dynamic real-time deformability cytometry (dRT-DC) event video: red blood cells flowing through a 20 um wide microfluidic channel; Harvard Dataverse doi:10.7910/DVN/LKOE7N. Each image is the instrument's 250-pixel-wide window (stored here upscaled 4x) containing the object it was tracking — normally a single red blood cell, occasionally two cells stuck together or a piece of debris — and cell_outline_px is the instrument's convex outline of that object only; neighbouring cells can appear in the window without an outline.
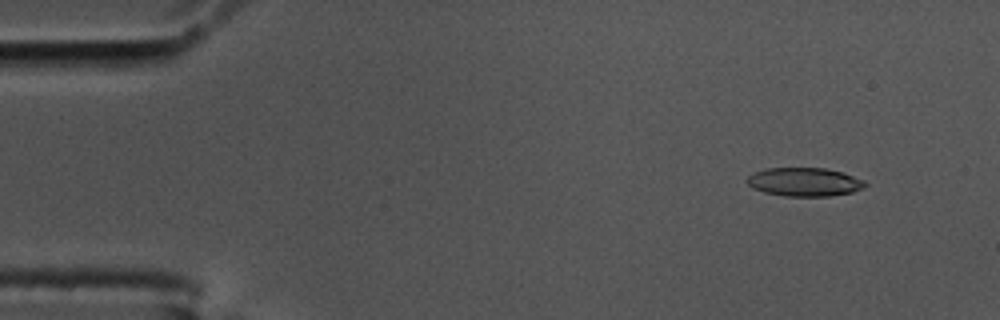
{"species": "common noctule bat (a hibernating species)", "species_latin": "Nyctalus noctula", "temperature_condition": "cold", "stored_images_in_passage": 55, "camera_frame_rate_fps": 3000, "um_per_image_px": 0.085, "animal": {"sex": "male", "body_mass_g": 17.5, "forearm_length_mm": 52.3}, "frame": {"image": 1, "passage_image": 5, "time_ms": 1.333, "image_size_px": [1000, 320], "cell_outline_px": [[868, 184], [864, 188], [852, 192], [828, 196], [784, 196], [764, 192], [752, 188], [744, 180], [748, 176], [764, 168], [824, 168], [844, 172], [864, 180]], "centroid_in_image_um": [68.38, 15.46], "position_along_channel_um": 16.6, "area_um2": 19.83}}
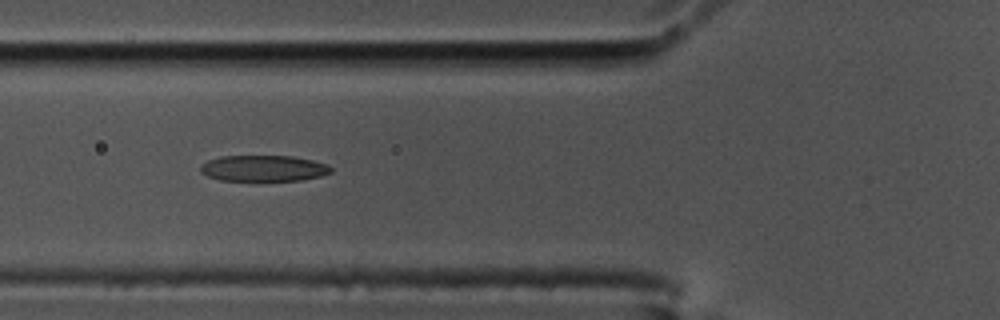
{"frame": {"image": 2, "passage_image": 20, "time_ms": 6.333, "image_size_px": [1000, 320], "cell_outline_px": [[332, 172], [320, 176], [304, 180], [220, 180], [208, 176], [200, 172], [200, 164], [208, 160], [220, 156], [292, 156], [312, 160], [328, 164], [332, 168]], "centroid_in_image_um": [22.4, 14.3], "position_along_channel_um": 103.4, "area_um2": 19.83}}
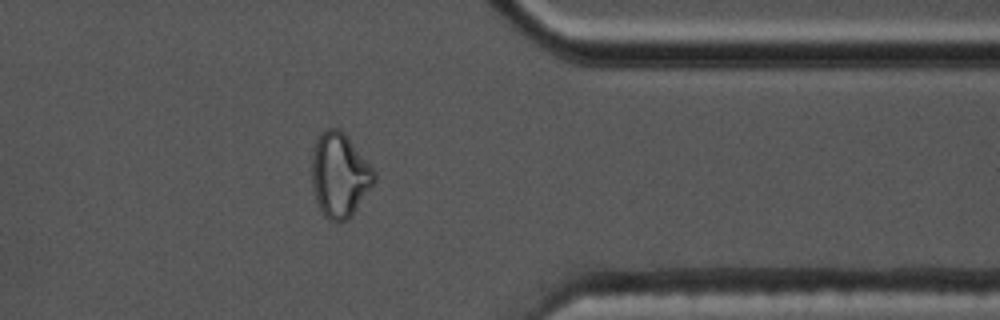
{"frame": {"image": 3, "passage_image": 44, "time_ms": 14.333, "image_size_px": [1000, 320], "cell_outline_px": [[376, 180], [352, 216], [348, 220], [328, 220], [320, 212], [316, 200], [312, 184], [312, 152], [316, 140], [324, 128], [340, 128], [348, 136], [376, 172]], "centroid_in_image_um": [28.86, 14.87], "position_along_channel_um": 382.5, "area_um2": 30.87}, "authors_computed_cell_mechanics": {"area_um2": 21.097, "velocity_mm_per_s": 3.6319, "shape_relaxation_time_tau1_ms": null, "shape_relaxation_time_tau2_ms": 1.8324, "deformation_change_tau1": null, "deformation_change_tau2": 0.0938}}